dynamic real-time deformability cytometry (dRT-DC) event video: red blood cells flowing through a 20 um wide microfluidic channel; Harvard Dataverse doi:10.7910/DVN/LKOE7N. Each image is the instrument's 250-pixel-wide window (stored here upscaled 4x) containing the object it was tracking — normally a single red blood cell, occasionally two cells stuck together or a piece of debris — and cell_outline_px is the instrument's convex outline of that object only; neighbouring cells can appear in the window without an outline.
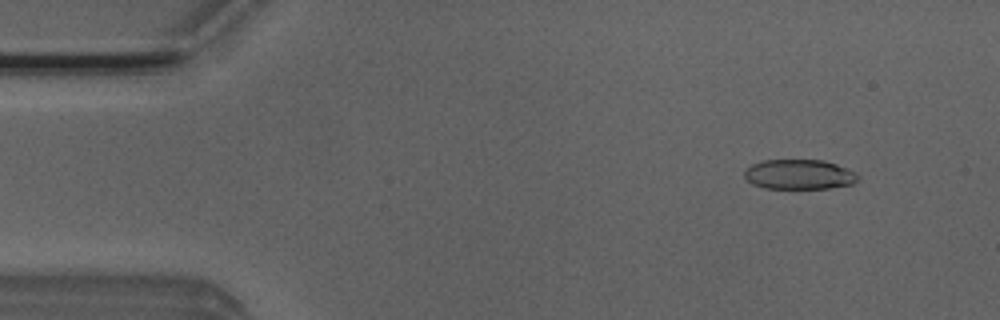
{"species": "Egyptian fruit bat (a non-hibernating species)", "species_latin": "Rousettus aegyptiacus", "temperature_condition": "room temperature", "stored_images_in_passage": 4, "camera_frame_rate_fps": 3000, "um_per_image_px": 0.085, "animal": {"sex": "male"}, "frame": {"image": 1, "passage_image": 2, "time_ms": 0.333, "image_size_px": [1000, 320], "cell_outline_px": [[860, 176], [852, 184], [828, 188], [764, 188], [752, 184], [744, 176], [744, 168], [752, 164], [764, 160], [824, 160], [836, 164], [856, 172]], "centroid_in_image_um": [67.91, 14.82], "position_along_channel_um": 17.1, "area_um2": 19.77}}